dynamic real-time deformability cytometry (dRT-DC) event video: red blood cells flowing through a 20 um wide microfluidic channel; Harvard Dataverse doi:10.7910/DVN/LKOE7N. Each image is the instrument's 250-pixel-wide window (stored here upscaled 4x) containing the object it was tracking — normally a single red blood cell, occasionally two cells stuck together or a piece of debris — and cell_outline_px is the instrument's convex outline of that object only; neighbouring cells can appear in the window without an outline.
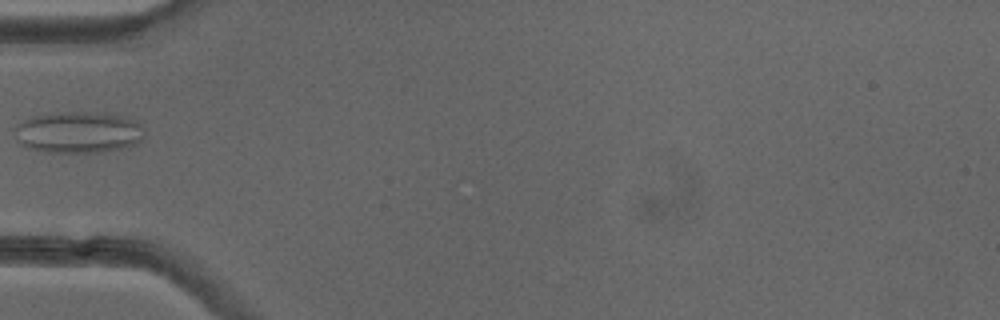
{"species": "common noctule bat (a hibernating species)", "species_latin": "Nyctalus noctula", "temperature_condition": "cold", "stored_images_in_passage": 35, "camera_frame_rate_fps": 3000, "um_per_image_px": 0.085, "animal": {"sex": "female"}, "frame": {"image": 1, "passage_image": 1, "time_ms": 0.0, "image_size_px": [1000, 320], "cell_outline_px": [[144, 140], [136, 144], [120, 148], [100, 152], [44, 152], [28, 148], [20, 144], [12, 128], [16, 124], [32, 116], [64, 112], [88, 112], [120, 116], [136, 120], [140, 124], [144, 136]], "centroid_in_image_um": [6.63, 11.25], "position_along_channel_um": 78.4, "area_um2": 31.33}}